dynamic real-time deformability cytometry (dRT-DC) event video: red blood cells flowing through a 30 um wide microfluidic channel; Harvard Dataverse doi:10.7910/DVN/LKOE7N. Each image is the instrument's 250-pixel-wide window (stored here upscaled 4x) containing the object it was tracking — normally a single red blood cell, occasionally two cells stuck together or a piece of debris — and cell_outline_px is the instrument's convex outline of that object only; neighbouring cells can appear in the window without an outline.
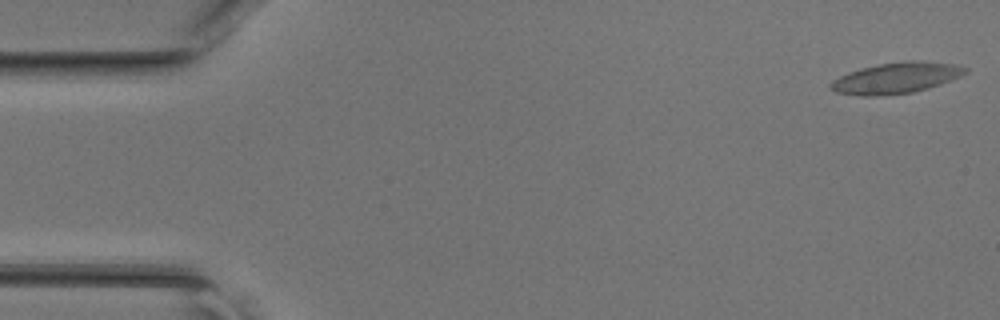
{"species": "common noctule bat (a hibernating species)", "species_latin": "Nyctalus noctula", "temperature_condition": "room temperature", "stored_images_in_passage": 46, "camera_frame_rate_fps": 3000, "um_per_image_px": 0.085, "animal": {"sex": "female", "body_mass_g": 17.0, "forearm_length_mm": 48.0}, "frame": {"image": 1, "passage_image": 1, "time_ms": 0.0, "image_size_px": [1000, 320], "cell_outline_px": [[968, 72], [960, 76], [940, 84], [928, 88], [912, 92], [876, 96], [860, 96], [836, 92], [828, 84], [832, 80], [848, 72], [860, 68], [880, 64], [904, 60], [924, 60], [952, 64], [968, 68]], "centroid_in_image_um": [76.16, 6.61], "position_along_channel_um": 8.8, "area_um2": 24.28}}
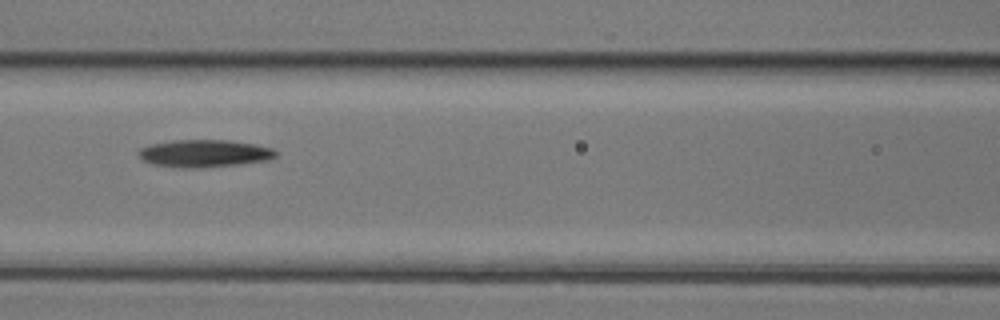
{"frame": {"image": 2, "passage_image": 20, "time_ms": 6.333, "image_size_px": [1000, 320], "cell_outline_px": [[276, 156], [272, 160], [244, 164], [204, 168], [180, 168], [152, 164], [144, 160], [136, 152], [140, 148], [148, 144], [172, 140], [228, 140], [256, 144], [272, 148], [276, 152]], "centroid_in_image_um": [17.39, 13.05], "position_along_channel_um": 149.2, "area_um2": 22.43}}
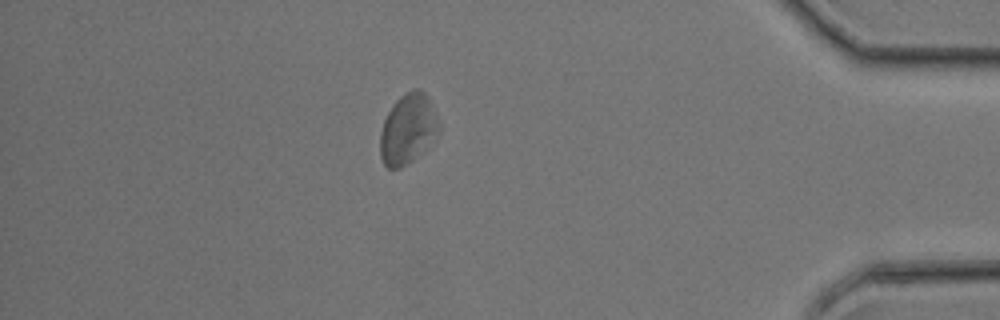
{"frame": {"image": 3, "passage_image": 40, "time_ms": 13.0, "image_size_px": [1000, 320], "cell_outline_px": [[440, 128], [428, 148], [412, 160], [400, 168], [388, 168], [384, 164], [380, 156], [380, 132], [384, 120], [392, 104], [404, 92], [412, 88], [420, 88], [428, 96], [440, 124]], "centroid_in_image_um": [34.67, 10.94], "position_along_channel_um": 400.5, "area_um2": 24.22}}